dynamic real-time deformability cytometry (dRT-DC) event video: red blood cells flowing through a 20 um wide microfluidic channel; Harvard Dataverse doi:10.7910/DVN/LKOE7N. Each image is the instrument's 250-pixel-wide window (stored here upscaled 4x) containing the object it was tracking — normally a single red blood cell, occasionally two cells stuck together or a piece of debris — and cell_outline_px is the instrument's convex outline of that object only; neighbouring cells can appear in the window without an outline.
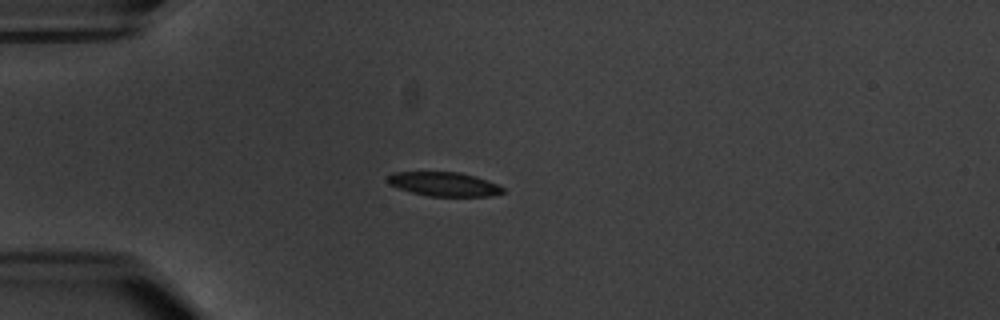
{"species": "common noctule bat (a hibernating species)", "species_latin": "Nyctalus noctula", "temperature_condition": "warm", "stored_images_in_passage": 10, "camera_frame_rate_fps": 3000, "um_per_image_px": 0.085, "animal": {"sex": "male", "body_mass_g": 20.1, "forearm_length_mm": 53.5}, "frame": {"image": 1, "passage_image": 4, "time_ms": 4.333, "image_size_px": [1000, 320], "cell_outline_px": [[504, 192], [492, 196], [428, 196], [412, 192], [388, 184], [388, 176], [392, 172], [460, 172], [476, 176], [488, 180], [504, 188]], "centroid_in_image_um": [37.76, 15.64], "position_along_channel_um": 47.2, "area_um2": 16.13}}